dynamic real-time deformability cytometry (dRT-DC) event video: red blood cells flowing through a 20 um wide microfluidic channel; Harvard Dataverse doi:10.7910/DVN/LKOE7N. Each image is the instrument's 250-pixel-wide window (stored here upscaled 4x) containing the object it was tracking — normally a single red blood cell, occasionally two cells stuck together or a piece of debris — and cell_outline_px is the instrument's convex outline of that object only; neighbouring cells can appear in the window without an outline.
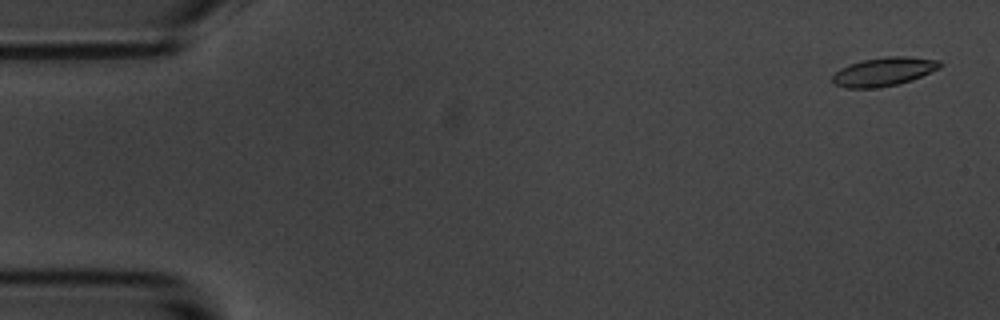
{"species": "common noctule bat (a hibernating species)", "species_latin": "Nyctalus noctula", "temperature_condition": "room temperature", "stored_images_in_passage": 6, "segment_of_instrument_passage": [1, 2], "camera_frame_rate_fps": 3000, "um_per_image_px": 0.085, "animal": {"sex": "male", "body_mass_g": 20.1, "forearm_length_mm": 53.5}, "frame": {"image": 1, "passage_image": 1, "time_ms": 0.0, "image_size_px": [1000, 320], "cell_outline_px": [[944, 64], [940, 68], [912, 80], [900, 84], [880, 88], [844, 88], [836, 84], [832, 80], [832, 76], [840, 68], [864, 60], [888, 56], [904, 56], [940, 60]], "centroid_in_image_um": [75.16, 6.1], "position_along_channel_um": 9.8, "area_um2": 17.98}}
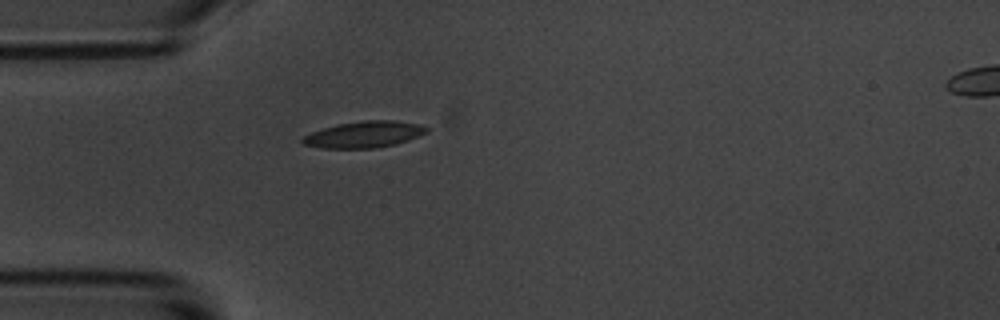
{"frame": {"image": 2, "passage_image": 5, "time_ms": 4.667, "image_size_px": [1000, 320], "cell_outline_px": [[428, 132], [408, 140], [396, 144], [376, 148], [320, 148], [304, 144], [300, 140], [304, 136], [312, 132], [336, 124], [364, 120], [396, 120], [420, 124], [428, 128]], "centroid_in_image_um": [30.97, 11.42], "position_along_channel_um": 54.0, "area_um2": 19.13}}